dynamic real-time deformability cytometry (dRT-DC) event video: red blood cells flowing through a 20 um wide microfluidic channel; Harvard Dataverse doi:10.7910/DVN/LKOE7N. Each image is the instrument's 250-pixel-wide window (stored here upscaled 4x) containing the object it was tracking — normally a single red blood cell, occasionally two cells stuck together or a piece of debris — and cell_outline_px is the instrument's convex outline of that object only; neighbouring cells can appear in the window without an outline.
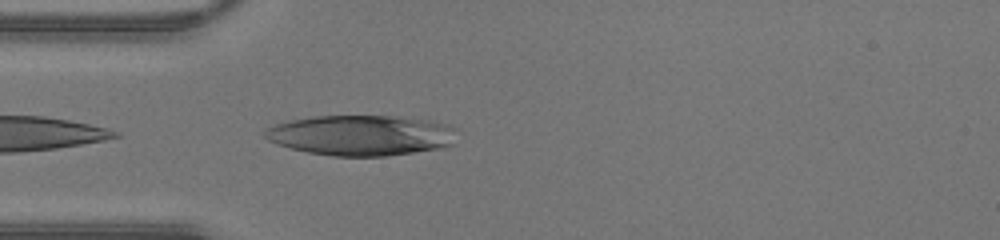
{"species": "human", "species_latin": "Homo sapiens", "temperature_condition": "warm", "stored_images_in_passage": 9, "camera_frame_rate_fps": 3000, "um_per_image_px": 0.085, "donor": {"sex": "male"}, "frame": {"image": 1, "passage_image": 1, "time_ms": 0.0, "image_size_px": [1000, 240], "cell_outline_px": [[456, 128], [452, 144], [440, 148], [384, 156], [332, 156], [308, 152], [276, 144], [268, 140], [264, 136], [264, 128], [288, 120], [312, 116], [400, 116], [428, 120], [448, 124]], "centroid_in_image_um": [30.66, 11.49], "position_along_channel_um": 54.3, "area_um2": 45.32}}
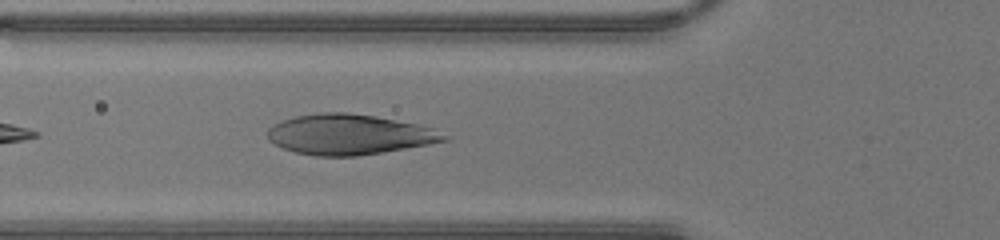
{"frame": {"image": 2, "passage_image": 4, "time_ms": 1.0, "image_size_px": [1000, 240], "cell_outline_px": [[452, 136], [448, 140], [428, 144], [356, 156], [316, 156], [296, 152], [284, 148], [268, 140], [268, 128], [272, 124], [280, 120], [296, 116], [316, 112], [344, 112], [376, 116], [416, 124], [432, 128]], "centroid_in_image_um": [29.66, 11.42], "position_along_channel_um": 96.1, "area_um2": 41.38}}
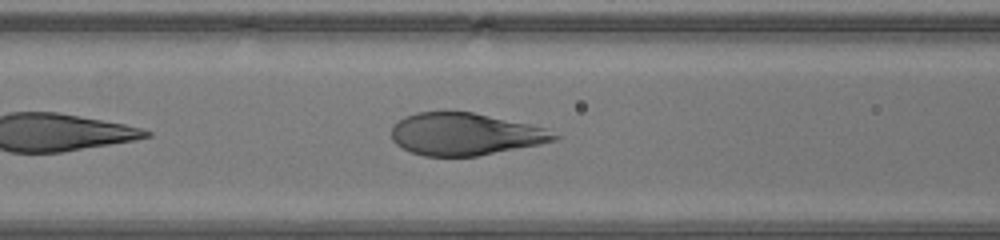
{"frame": {"image": 3, "passage_image": 6, "time_ms": 1.667, "image_size_px": [1000, 240], "cell_outline_px": [[560, 136], [556, 140], [540, 144], [476, 156], [424, 156], [412, 152], [396, 144], [392, 140], [392, 128], [404, 116], [416, 112], [472, 112], [528, 124], [544, 128]], "centroid_in_image_um": [39.51, 11.4], "position_along_channel_um": 127.1, "area_um2": 39.59}}